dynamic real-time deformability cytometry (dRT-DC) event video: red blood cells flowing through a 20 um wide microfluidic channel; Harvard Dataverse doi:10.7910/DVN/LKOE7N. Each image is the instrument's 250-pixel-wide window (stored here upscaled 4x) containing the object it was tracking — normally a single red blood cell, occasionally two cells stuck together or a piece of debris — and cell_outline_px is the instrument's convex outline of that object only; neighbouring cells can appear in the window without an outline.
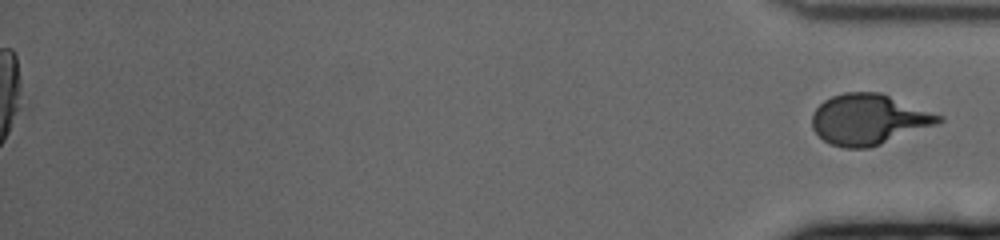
{"species": "human", "species_latin": "Homo sapiens", "temperature_condition": "cold", "stored_images_in_passage": 45, "segment_of_instrument_passage": [2, 2], "camera_frame_rate_fps": 3000, "um_per_image_px": 0.085, "donor": {"sex": "female"}, "frame": {"image": 1, "passage_image": 45, "time_ms": 14.667, "image_size_px": [1000, 240], "cell_outline_px": [[944, 120], [936, 124], [880, 144], [868, 148], [844, 148], [832, 144], [824, 140], [812, 128], [812, 112], [824, 100], [832, 96], [844, 92], [880, 92], [944, 116]], "centroid_in_image_um": [73.82, 10.13], "position_along_channel_um": 361.4, "area_um2": 37.05}}